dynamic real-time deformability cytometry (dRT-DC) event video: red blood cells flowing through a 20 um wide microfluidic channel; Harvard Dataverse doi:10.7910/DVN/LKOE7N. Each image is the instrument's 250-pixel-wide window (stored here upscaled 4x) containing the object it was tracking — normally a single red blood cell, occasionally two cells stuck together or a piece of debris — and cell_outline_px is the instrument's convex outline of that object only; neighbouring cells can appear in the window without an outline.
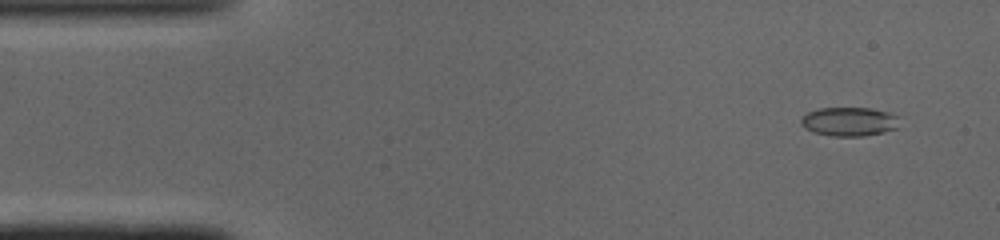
{"species": "common noctule bat (a hibernating species)", "species_latin": "Nyctalus noctula", "temperature_condition": "cold", "stored_images_in_passage": 47, "camera_frame_rate_fps": 3000, "um_per_image_px": 0.085, "animal": {"sex": "male", "body_mass_g": 19.0, "forearm_length_mm": 50.8}, "frame": {"image": 1, "passage_image": 2, "time_ms": 0.333, "image_size_px": [1000, 240], "cell_outline_px": [[900, 116], [896, 128], [864, 136], [832, 136], [812, 132], [804, 128], [800, 124], [800, 120], [808, 112], [816, 108], [872, 108], [888, 112]], "centroid_in_image_um": [72.15, 10.33], "position_along_channel_um": 12.8, "area_um2": 16.65}}
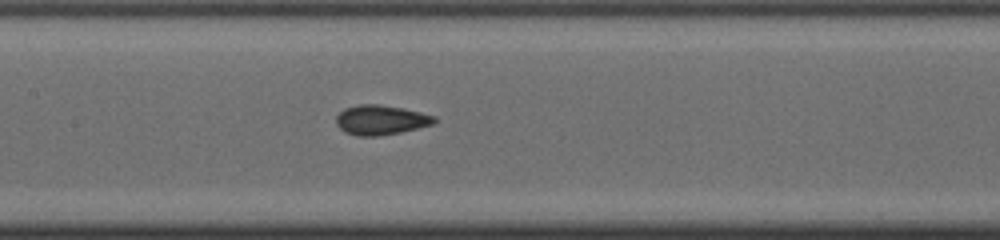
{"frame": {"image": 2, "passage_image": 21, "time_ms": 6.667, "image_size_px": [1000, 240], "cell_outline_px": [[436, 120], [432, 124], [400, 132], [376, 136], [360, 136], [344, 132], [336, 124], [336, 116], [344, 108], [360, 104], [380, 104], [404, 108], [436, 116]], "centroid_in_image_um": [32.34, 10.18], "position_along_channel_um": 175.1, "area_um2": 16.94}}
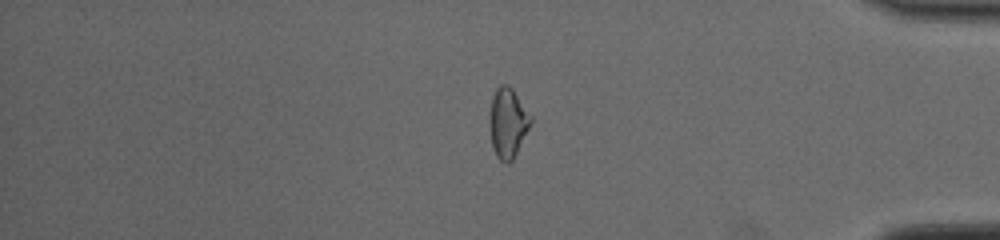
{"frame": {"image": 3, "passage_image": 39, "time_ms": 12.667, "image_size_px": [1000, 240], "cell_outline_px": [[532, 120], [512, 160], [508, 164], [504, 164], [496, 156], [492, 148], [488, 124], [488, 120], [492, 96], [496, 88], [500, 84], [508, 84], [512, 88], [532, 116]], "centroid_in_image_um": [43.12, 10.42], "position_along_channel_um": 392.1, "area_um2": 16.88}, "authors_computed_cell_mechanics": {"area_um2": 16.473, "velocity_mm_per_s": 4.1153, "shape_relaxation_time_tau1_ms": 3.6177, "shape_relaxation_time_tau2_ms": 1.3408, "deformation_change_tau1": 0.1208, "deformation_change_tau2": 0.0619}}